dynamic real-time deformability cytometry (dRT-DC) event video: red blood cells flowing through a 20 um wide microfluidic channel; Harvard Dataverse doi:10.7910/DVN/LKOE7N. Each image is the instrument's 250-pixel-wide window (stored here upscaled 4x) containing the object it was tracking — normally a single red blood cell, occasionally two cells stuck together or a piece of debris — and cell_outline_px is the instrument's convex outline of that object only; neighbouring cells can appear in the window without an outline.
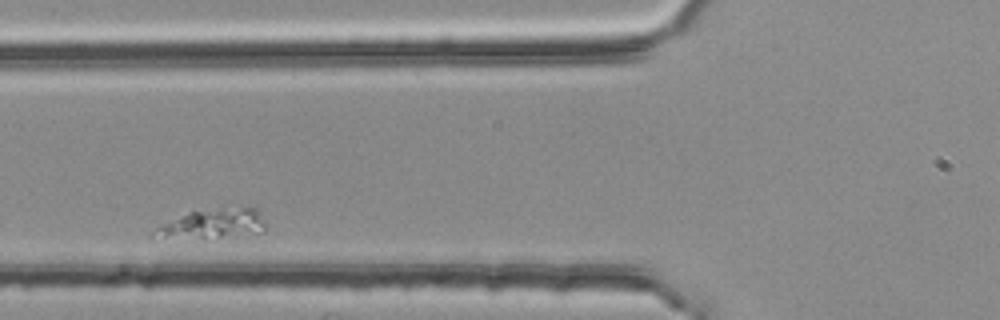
{"species": "common noctule bat (a hibernating species)", "species_latin": "Nyctalus noctula", "temperature_condition": "room temperature", "stored_images_in_passage": 3, "segment_of_instrument_passage": [2, 2], "camera_frame_rate_fps": 3000, "um_per_image_px": 0.085, "animal": {"sex": "female", "body_mass_g": 25.1}, "frame": {"image": 1, "passage_image": 2, "time_ms": 0.333, "image_size_px": [1000, 320], "cell_outline_px": [[268, 224], [264, 232], [220, 236], [148, 236], [156, 228], [188, 212], [240, 208], [256, 208]], "centroid_in_image_um": [18.21, 19.0], "position_along_channel_um": 107.6, "area_um2": 17.8}}
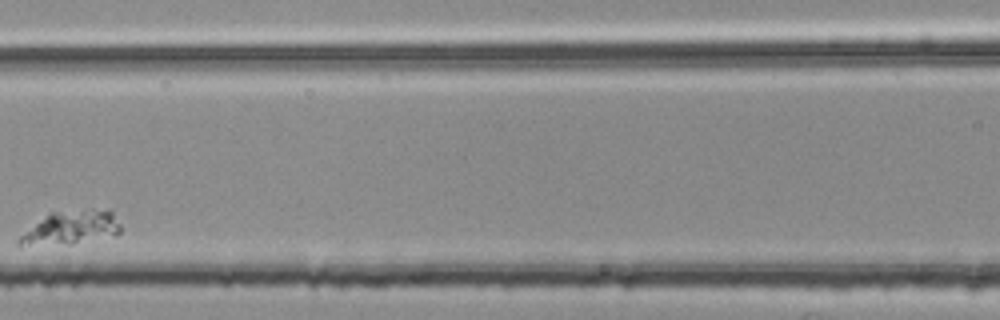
{"frame": {"image": 2, "passage_image": 3, "time_ms": 0.667, "image_size_px": [1000, 320], "cell_outline_px": [[120, 232], [116, 236], [20, 248], [16, 244], [16, 240], [20, 236], [52, 212], [108, 208], [112, 208], [120, 224]], "centroid_in_image_um": [6.07, 19.35], "position_along_channel_um": 160.5, "area_um2": 19.59}}